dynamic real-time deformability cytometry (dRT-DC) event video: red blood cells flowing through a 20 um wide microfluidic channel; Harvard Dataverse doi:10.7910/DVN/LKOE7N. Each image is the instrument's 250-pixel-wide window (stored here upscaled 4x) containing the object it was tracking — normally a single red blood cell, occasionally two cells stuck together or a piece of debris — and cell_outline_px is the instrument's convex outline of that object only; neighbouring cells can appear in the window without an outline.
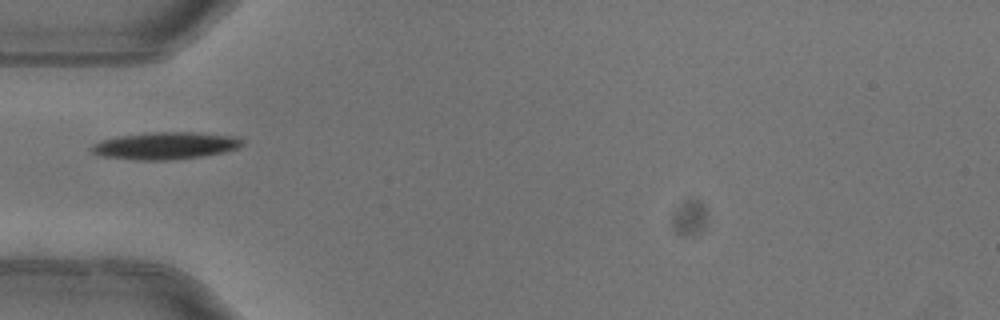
{"species": "common noctule bat (a hibernating species)", "species_latin": "Nyctalus noctula", "temperature_condition": "warm", "stored_images_in_passage": 2, "camera_frame_rate_fps": 3000, "um_per_image_px": 0.085, "animal": {"sex": "female"}, "frame": {"image": 1, "passage_image": 2, "time_ms": 0.333, "image_size_px": [1000, 320], "cell_outline_px": [[244, 144], [236, 148], [224, 152], [200, 156], [172, 160], [132, 160], [100, 156], [92, 152], [88, 148], [92, 144], [100, 140], [116, 136], [152, 132], [196, 132], [236, 136], [244, 140]], "centroid_in_image_um": [14.01, 12.38], "position_along_channel_um": 71.0, "area_um2": 24.22}}